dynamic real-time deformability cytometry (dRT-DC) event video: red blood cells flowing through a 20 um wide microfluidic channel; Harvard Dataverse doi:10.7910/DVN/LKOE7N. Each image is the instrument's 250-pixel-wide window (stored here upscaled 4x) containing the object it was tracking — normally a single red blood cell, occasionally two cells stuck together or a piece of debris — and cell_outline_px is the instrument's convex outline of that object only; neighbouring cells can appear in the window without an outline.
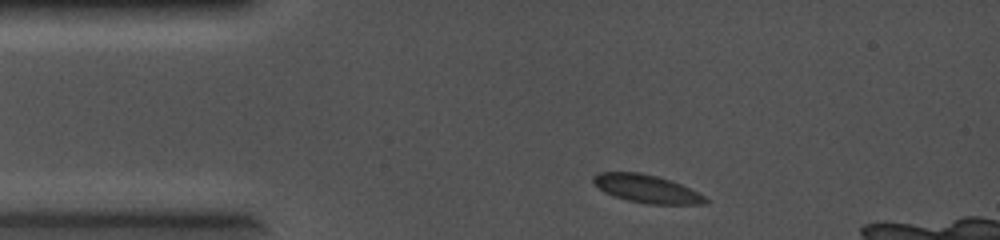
{"species": "common noctule bat (a hibernating species)", "species_latin": "Nyctalus noctula", "temperature_condition": "cold", "stored_images_in_passage": 2, "camera_frame_rate_fps": 5000, "um_per_image_px": 0.085, "animal": {"sex": "female", "body_mass_g": 19.0, "forearm_length_mm": 56.7}, "frame": {"image": 1, "passage_image": 1, "time_ms": 0.0, "image_size_px": [1000, 240], "cell_outline_px": [[708, 200], [704, 204], [648, 204], [628, 200], [612, 196], [604, 192], [592, 180], [592, 176], [596, 172], [640, 172], [656, 176], [680, 184], [704, 196]], "centroid_in_image_um": [54.91, 16.04], "position_along_channel_um": 30.1, "area_um2": 18.09}}